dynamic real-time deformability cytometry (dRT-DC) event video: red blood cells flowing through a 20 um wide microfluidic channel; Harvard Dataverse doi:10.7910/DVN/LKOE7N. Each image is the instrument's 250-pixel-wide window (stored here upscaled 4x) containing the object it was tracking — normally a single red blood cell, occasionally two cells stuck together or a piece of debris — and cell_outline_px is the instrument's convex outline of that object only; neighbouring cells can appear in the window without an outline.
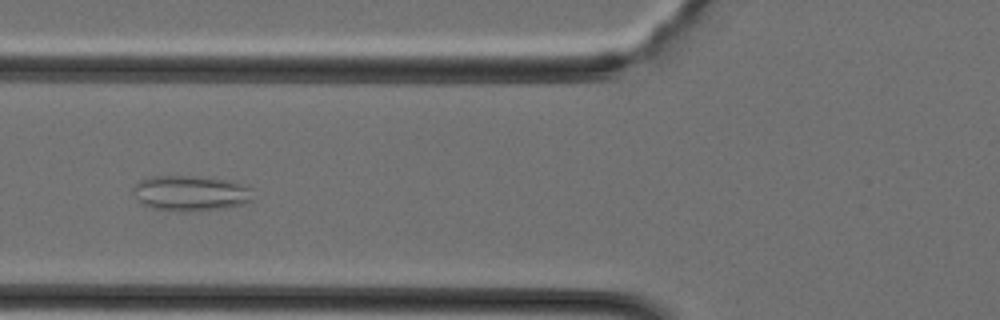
{"species": "Egyptian fruit bat (a non-hibernating species)", "species_latin": "Rousettus aegyptiacus", "temperature_condition": "cold", "stored_images_in_passage": 39, "camera_frame_rate_fps": 3000, "um_per_image_px": 0.085, "animal": {"sex": "female"}, "frame": {"image": 1, "passage_image": 15, "time_ms": 4.667, "image_size_px": [1000, 320], "cell_outline_px": [[252, 200], [244, 204], [224, 208], [188, 212], [184, 212], [152, 208], [140, 204], [132, 188], [140, 180], [152, 176], [196, 176], [224, 180], [240, 184], [248, 188]], "centroid_in_image_um": [16.13, 16.44], "position_along_channel_um": 109.7, "area_um2": 24.51}}
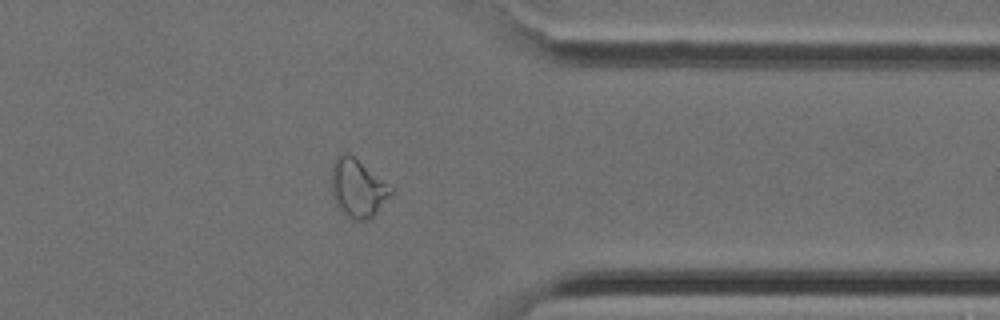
{"frame": {"image": 2, "passage_image": 31, "time_ms": 10.0, "image_size_px": [1000, 320], "cell_outline_px": [[396, 188], [376, 212], [372, 216], [364, 220], [352, 220], [344, 216], [340, 212], [332, 196], [332, 164], [344, 152], [348, 152]], "centroid_in_image_um": [30.42, 16.0], "position_along_channel_um": 381.0, "area_um2": 20.29}}
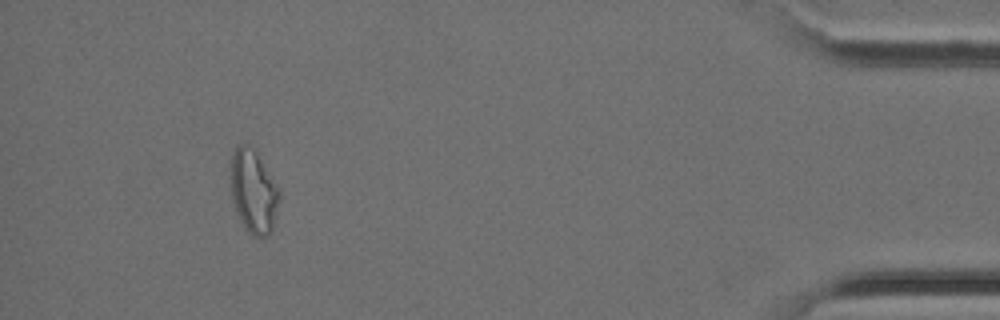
{"frame": {"image": 3, "passage_image": 36, "time_ms": 11.667, "image_size_px": [1000, 320], "cell_outline_px": [[280, 196], [272, 232], [268, 236], [252, 236], [248, 232], [240, 220], [236, 212], [232, 196], [232, 152], [240, 144], [244, 144], [252, 148], [260, 160], [280, 192]], "centroid_in_image_um": [21.55, 16.35], "position_along_channel_um": 413.6, "area_um2": 22.89}}